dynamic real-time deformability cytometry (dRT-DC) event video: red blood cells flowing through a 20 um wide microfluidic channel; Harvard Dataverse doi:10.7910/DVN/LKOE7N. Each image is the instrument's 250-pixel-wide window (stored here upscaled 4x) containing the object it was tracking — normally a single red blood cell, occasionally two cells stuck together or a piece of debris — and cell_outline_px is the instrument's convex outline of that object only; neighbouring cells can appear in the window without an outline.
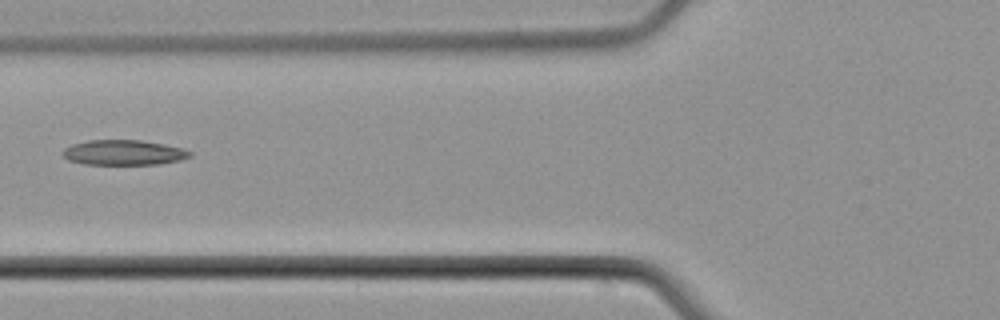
{"species": "common noctule bat (a hibernating species)", "species_latin": "Nyctalus noctula", "temperature_condition": "cold", "stored_images_in_passage": 4, "camera_frame_rate_fps": 3000, "um_per_image_px": 0.085, "animal": {"sex": "male", "body_mass_g": 21.5, "forearm_length_mm": 52.0}, "frame": {"image": 1, "passage_image": 4, "time_ms": 4.333, "image_size_px": [1000, 320], "cell_outline_px": [[192, 156], [180, 160], [160, 164], [84, 164], [68, 160], [60, 152], [64, 148], [72, 144], [88, 140], [140, 140], [164, 144], [184, 148], [192, 152]], "centroid_in_image_um": [10.51, 12.96], "position_along_channel_um": 115.3, "area_um2": 18.73}}